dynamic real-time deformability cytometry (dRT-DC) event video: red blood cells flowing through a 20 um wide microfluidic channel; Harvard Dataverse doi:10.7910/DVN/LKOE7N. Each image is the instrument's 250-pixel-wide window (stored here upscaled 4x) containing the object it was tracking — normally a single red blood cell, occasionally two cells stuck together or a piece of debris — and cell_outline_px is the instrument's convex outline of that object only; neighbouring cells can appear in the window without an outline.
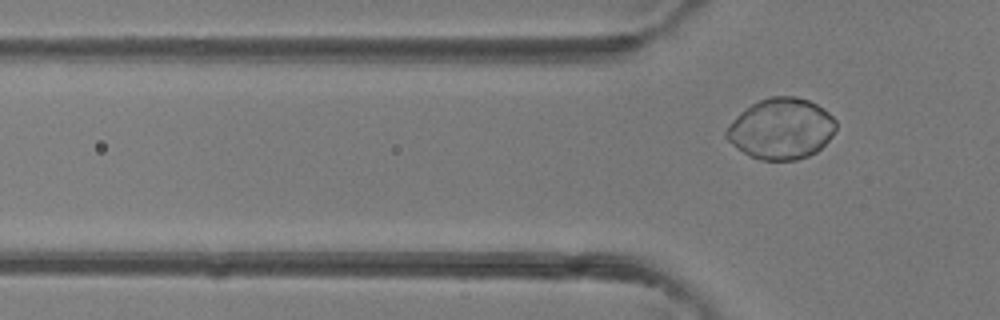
{"species": "common noctule bat (a hibernating species)", "species_latin": "Nyctalus noctula", "temperature_condition": "room temperature", "stored_images_in_passage": 5, "camera_frame_rate_fps": 3000, "um_per_image_px": 0.085, "animal": {"sex": "female"}, "frame": {"image": 1, "passage_image": 5, "time_ms": 5.667, "image_size_px": [1000, 320], "cell_outline_px": [[836, 128], [832, 136], [816, 152], [808, 156], [796, 160], [760, 160], [748, 156], [732, 144], [724, 136], [724, 132], [740, 112], [752, 104], [760, 100], [772, 96], [796, 96], [808, 100], [816, 104], [828, 112], [836, 120]], "centroid_in_image_um": [66.4, 10.95], "position_along_channel_um": 59.4, "area_um2": 38.84}}